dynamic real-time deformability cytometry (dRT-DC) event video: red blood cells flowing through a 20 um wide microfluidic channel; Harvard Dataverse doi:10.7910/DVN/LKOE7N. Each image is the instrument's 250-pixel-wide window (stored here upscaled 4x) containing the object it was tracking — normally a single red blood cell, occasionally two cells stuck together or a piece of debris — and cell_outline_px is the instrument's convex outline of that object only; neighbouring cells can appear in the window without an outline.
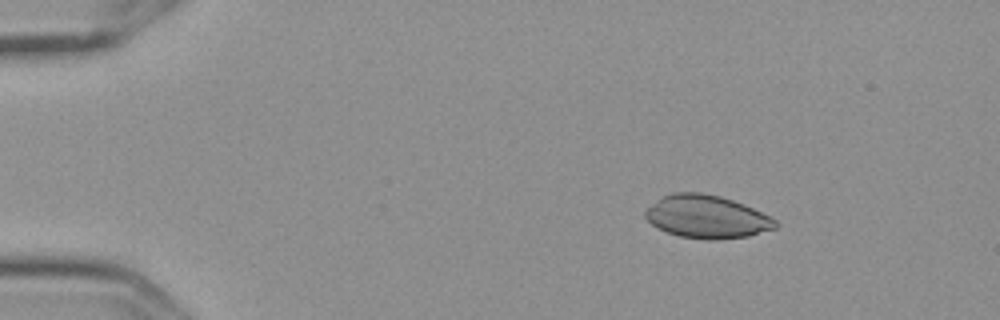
{"species": "Egyptian fruit bat (a non-hibernating species)", "species_latin": "Rousettus aegyptiacus", "temperature_condition": "cold", "stored_images_in_passage": 7, "camera_frame_rate_fps": 3000, "um_per_image_px": 0.085, "frame": {"image": 1, "passage_image": 1, "time_ms": 0.0, "image_size_px": [1000, 320], "cell_outline_px": [[780, 224], [776, 228], [748, 236], [716, 240], [708, 240], [680, 236], [668, 232], [652, 224], [644, 216], [644, 212], [648, 208], [664, 196], [672, 192], [700, 192], [720, 196], [732, 200], [752, 208], [776, 220]], "centroid_in_image_um": [60.09, 18.43], "position_along_channel_um": 24.9, "area_um2": 32.19}}
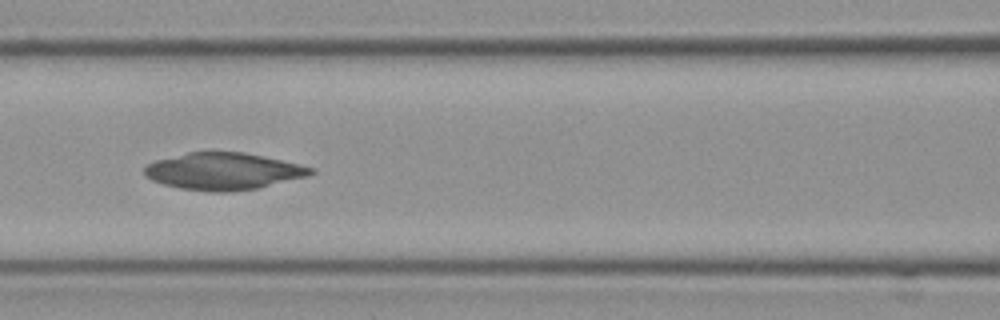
{"frame": {"image": 2, "passage_image": 6, "time_ms": 1.667, "image_size_px": [1000, 320], "cell_outline_px": [[316, 172], [308, 176], [260, 188], [232, 192], [208, 192], [180, 188], [164, 184], [152, 180], [144, 176], [144, 168], [148, 164], [156, 160], [188, 152], [244, 152], [264, 156], [316, 168]], "centroid_in_image_um": [19.02, 14.57], "position_along_channel_um": 147.6, "area_um2": 36.07}}
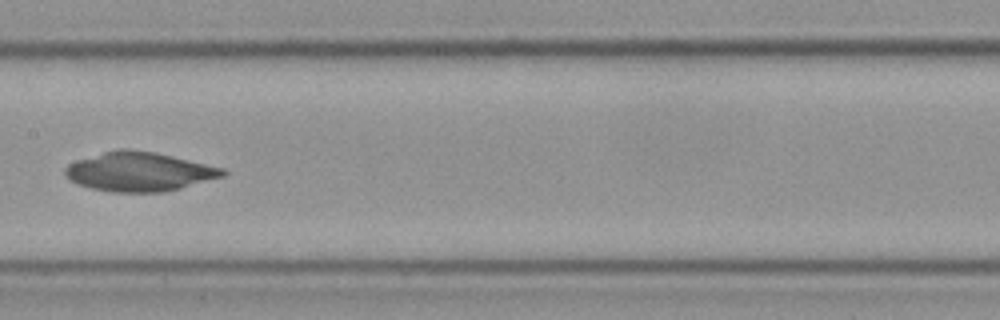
{"frame": {"image": 3, "passage_image": 7, "time_ms": 2.0, "image_size_px": [1000, 320], "cell_outline_px": [[228, 172], [224, 176], [180, 188], [164, 192], [112, 192], [92, 188], [76, 184], [64, 176], [64, 168], [68, 164], [76, 160], [104, 152], [120, 148], [128, 148], [156, 152], [224, 168]], "centroid_in_image_um": [11.81, 14.59], "position_along_channel_um": 195.6, "area_um2": 36.07}}